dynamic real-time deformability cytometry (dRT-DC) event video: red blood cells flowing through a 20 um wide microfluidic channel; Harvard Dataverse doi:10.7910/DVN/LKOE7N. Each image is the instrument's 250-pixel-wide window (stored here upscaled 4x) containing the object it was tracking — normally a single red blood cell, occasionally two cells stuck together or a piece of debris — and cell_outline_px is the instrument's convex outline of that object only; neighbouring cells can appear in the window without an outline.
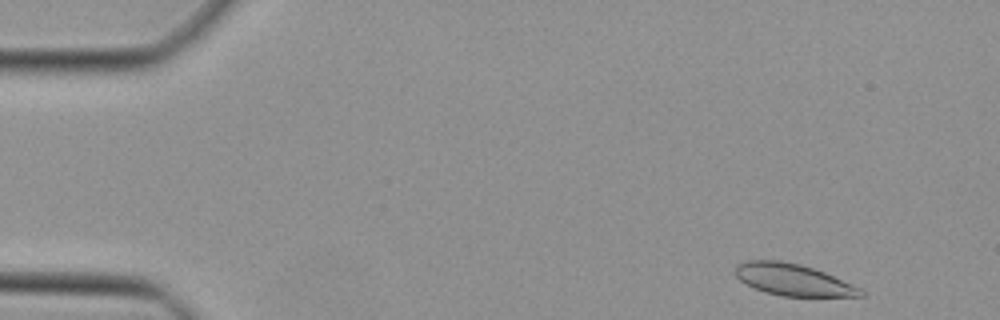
{"species": "Egyptian fruit bat (a non-hibernating species)", "species_latin": "Rousettus aegyptiacus", "temperature_condition": "cold", "stored_images_in_passage": 45, "camera_frame_rate_fps": 3000, "um_per_image_px": 0.085, "animal": {"sex": "female"}, "frame": {"image": 1, "passage_image": 2, "time_ms": 0.333, "image_size_px": [1000, 320], "cell_outline_px": [[864, 296], [780, 296], [764, 292], [740, 280], [736, 276], [736, 264], [748, 260], [780, 260], [800, 264], [824, 272], [860, 288], [864, 292]], "centroid_in_image_um": [67.39, 23.77], "position_along_channel_um": 17.6, "area_um2": 22.89}}
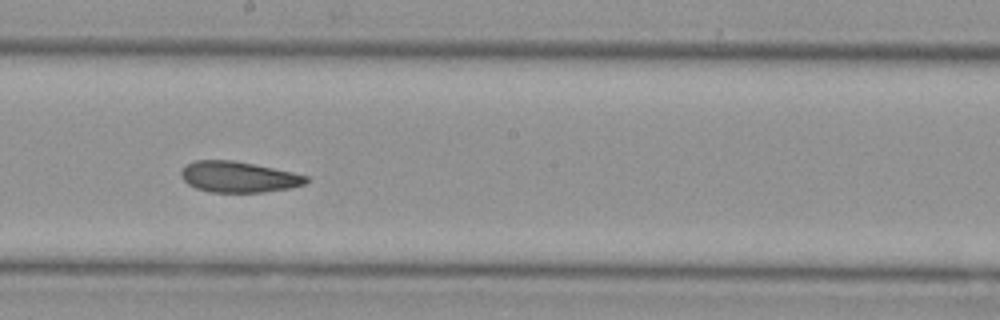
{"frame": {"image": 2, "passage_image": 24, "time_ms": 7.667, "image_size_px": [1000, 320], "cell_outline_px": [[308, 180], [304, 184], [288, 188], [264, 192], [208, 192], [196, 188], [188, 184], [180, 176], [180, 168], [196, 160], [232, 160], [292, 172], [308, 176]], "centroid_in_image_um": [20.22, 15.04], "position_along_channel_um": 228.0, "area_um2": 22.37}}
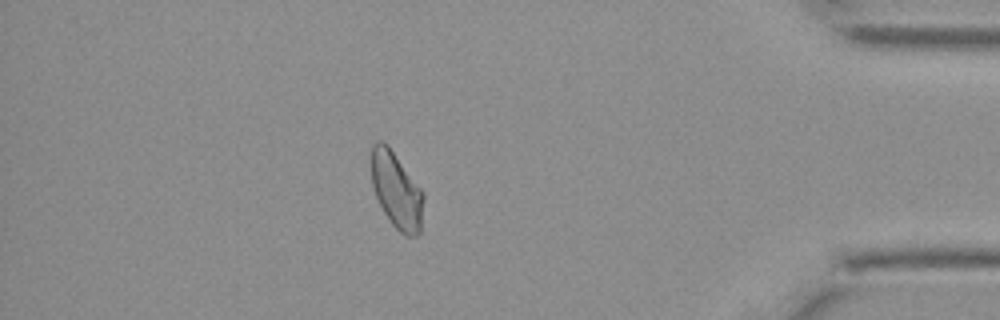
{"frame": {"image": 3, "passage_image": 39, "time_ms": 12.667, "image_size_px": [1000, 320], "cell_outline_px": [[424, 200], [420, 232], [416, 236], [404, 236], [392, 224], [384, 212], [372, 188], [372, 144], [376, 140], [380, 140], [388, 144], [424, 192]], "centroid_in_image_um": [33.71, 16.17], "position_along_channel_um": 401.5, "area_um2": 23.29}}